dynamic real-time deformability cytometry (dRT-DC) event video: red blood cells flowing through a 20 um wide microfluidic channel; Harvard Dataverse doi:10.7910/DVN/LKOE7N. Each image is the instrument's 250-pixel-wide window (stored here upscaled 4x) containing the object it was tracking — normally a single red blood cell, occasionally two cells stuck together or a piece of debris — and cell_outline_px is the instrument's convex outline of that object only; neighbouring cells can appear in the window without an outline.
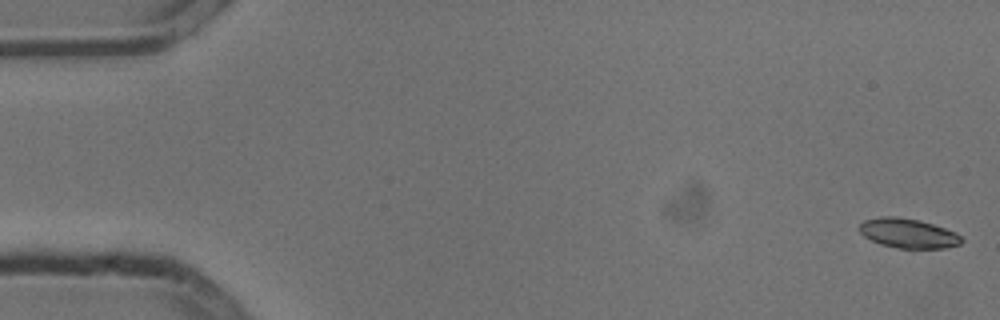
{"species": "common noctule bat (a hibernating species)", "species_latin": "Nyctalus noctula", "temperature_condition": "cold", "stored_images_in_passage": 5, "camera_frame_rate_fps": 3000, "um_per_image_px": 0.085, "animal": {"sex": "male", "body_mass_g": 13.3}, "frame": {"image": 1, "passage_image": 1, "time_ms": 0.0, "image_size_px": [1000, 320], "cell_outline_px": [[964, 240], [960, 244], [944, 248], [896, 248], [880, 244], [864, 236], [860, 232], [860, 224], [864, 220], [880, 216], [896, 216], [920, 220], [956, 232]], "centroid_in_image_um": [77.19, 19.82], "position_along_channel_um": 7.8, "area_um2": 17.57}}
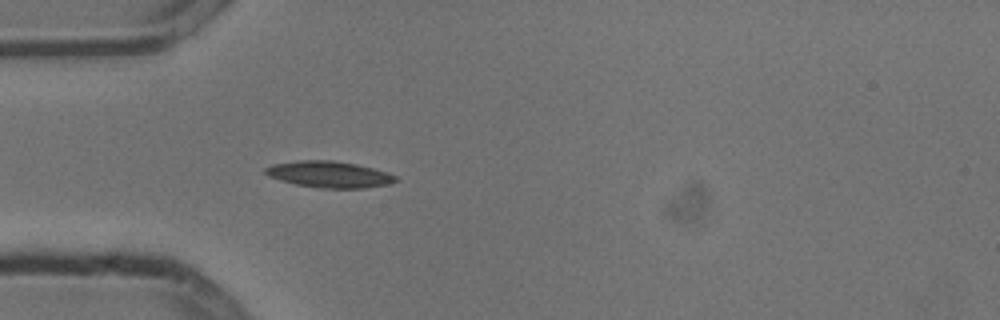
{"frame": {"image": 2, "passage_image": 5, "time_ms": 1.333, "image_size_px": [1000, 320], "cell_outline_px": [[396, 180], [388, 184], [364, 188], [316, 188], [296, 184], [280, 180], [268, 176], [264, 172], [264, 168], [272, 164], [300, 160], [332, 160], [356, 164], [388, 172], [396, 176]], "centroid_in_image_um": [27.95, 14.82], "position_along_channel_um": 57.1, "area_um2": 20.0}}